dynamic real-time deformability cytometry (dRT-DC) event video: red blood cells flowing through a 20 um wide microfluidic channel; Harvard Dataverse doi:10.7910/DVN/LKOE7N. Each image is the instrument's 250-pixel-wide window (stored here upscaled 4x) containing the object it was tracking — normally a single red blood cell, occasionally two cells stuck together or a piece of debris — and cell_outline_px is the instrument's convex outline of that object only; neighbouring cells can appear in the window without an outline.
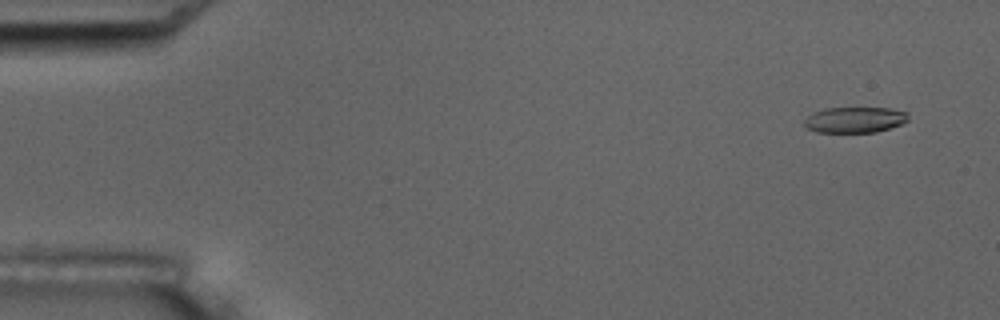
{"species": "common noctule bat (a hibernating species)", "species_latin": "Nyctalus noctula", "temperature_condition": "room temperature", "stored_images_in_passage": 5, "camera_frame_rate_fps": 3000, "um_per_image_px": 0.085, "animal": {"sex": "male", "body_mass_g": 17.5, "forearm_length_mm": 52.3}, "frame": {"image": 1, "passage_image": 2, "time_ms": 1.0, "image_size_px": [1000, 320], "cell_outline_px": [[908, 120], [904, 124], [876, 132], [816, 132], [808, 128], [804, 124], [804, 120], [812, 112], [824, 108], [888, 108], [908, 112]], "centroid_in_image_um": [72.68, 10.18], "position_along_channel_um": 12.3, "area_um2": 15.72}}